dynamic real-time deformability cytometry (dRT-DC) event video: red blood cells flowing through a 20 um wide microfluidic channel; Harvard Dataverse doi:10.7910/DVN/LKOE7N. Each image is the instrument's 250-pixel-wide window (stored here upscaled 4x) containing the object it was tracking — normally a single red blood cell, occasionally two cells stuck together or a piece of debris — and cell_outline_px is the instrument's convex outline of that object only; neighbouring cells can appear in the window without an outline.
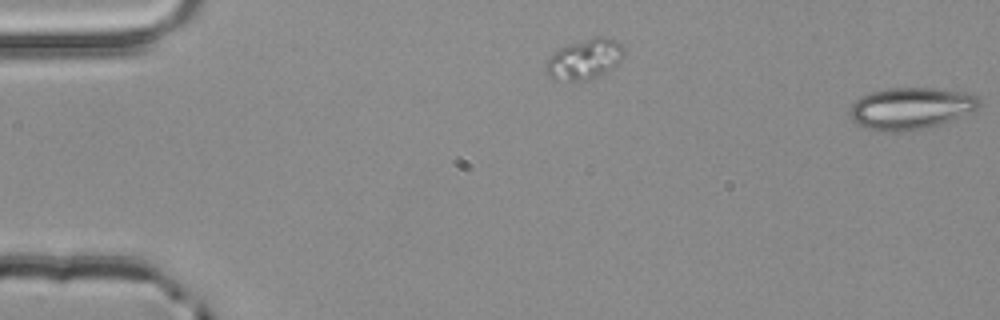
{"species": "common noctule bat (a hibernating species)", "species_latin": "Nyctalus noctula", "temperature_condition": "room temperature", "stored_images_in_passage": 5, "camera_frame_rate_fps": 3000, "um_per_image_px": 0.085, "animal": {"sex": "male", "body_mass_g": 20.4}, "frame": {"image": 1, "passage_image": 1, "time_ms": 0.0, "image_size_px": [1000, 320], "cell_outline_px": [[980, 108], [972, 112], [940, 124], [924, 128], [900, 132], [876, 132], [864, 128], [856, 124], [852, 120], [848, 112], [852, 104], [860, 96], [872, 92], [888, 88], [936, 88], [964, 92], [976, 96], [980, 100]], "centroid_in_image_um": [77.38, 9.22], "position_along_channel_um": 7.6, "area_um2": 31.91}}